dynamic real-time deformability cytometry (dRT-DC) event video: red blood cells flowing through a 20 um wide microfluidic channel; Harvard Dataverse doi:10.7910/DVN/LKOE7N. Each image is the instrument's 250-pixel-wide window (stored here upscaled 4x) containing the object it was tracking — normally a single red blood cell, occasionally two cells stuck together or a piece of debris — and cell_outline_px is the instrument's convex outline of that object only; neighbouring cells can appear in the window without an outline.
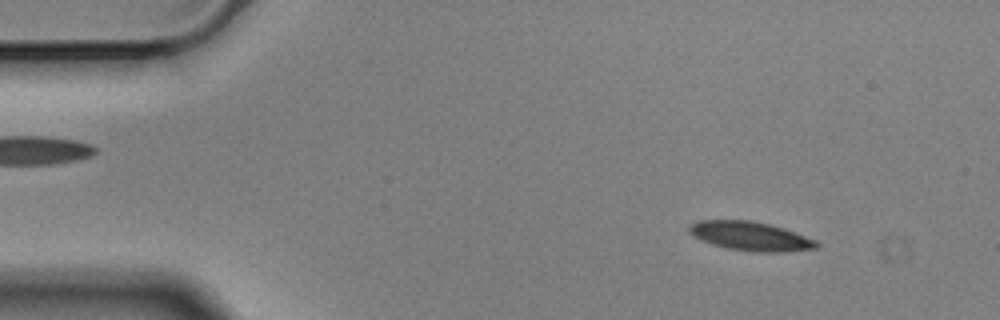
{"species": "Egyptian fruit bat (a non-hibernating species)", "species_latin": "Rousettus aegyptiacus", "temperature_condition": "cold", "stored_images_in_passage": 56, "camera_frame_rate_fps": 3000, "um_per_image_px": 0.085, "animal": {"sex": "male"}, "frame": {"image": 1, "passage_image": 6, "time_ms": 1.667, "image_size_px": [1000, 320], "cell_outline_px": [[820, 244], [816, 248], [784, 252], [756, 252], [728, 248], [712, 244], [688, 232], [688, 228], [692, 224], [700, 220], [748, 220], [768, 224], [784, 228], [816, 240]], "centroid_in_image_um": [63.83, 20.07], "position_along_channel_um": 21.2, "area_um2": 21.21}}
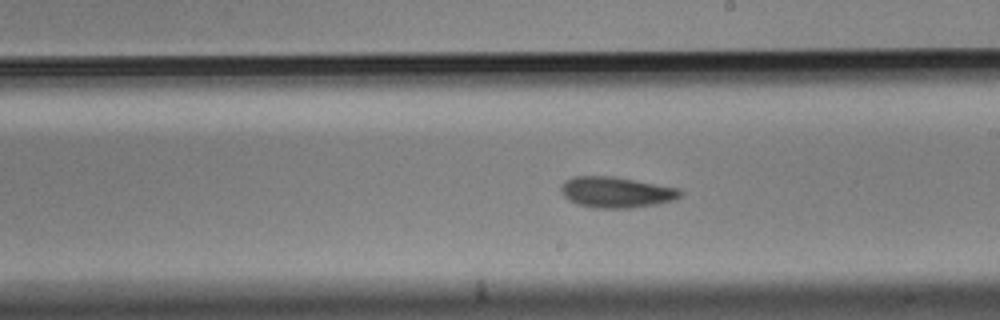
{"frame": {"image": 2, "passage_image": 31, "time_ms": 10.0, "image_size_px": [1000, 320], "cell_outline_px": [[684, 192], [676, 200], [656, 204], [632, 208], [596, 208], [576, 204], [568, 200], [564, 196], [560, 188], [564, 180], [576, 176], [612, 176], [636, 180], [680, 188]], "centroid_in_image_um": [52.4, 16.34], "position_along_channel_um": 236.6, "area_um2": 21.68}}
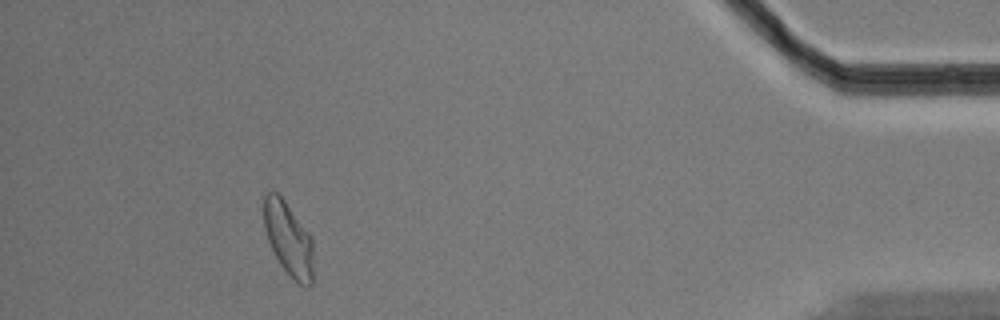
{"frame": {"image": 3, "passage_image": 51, "time_ms": 16.667, "image_size_px": [1000, 320], "cell_outline_px": [[312, 284], [300, 284], [280, 264], [268, 240], [264, 228], [264, 196], [272, 188], [284, 200], [308, 232], [312, 240]], "centroid_in_image_um": [24.49, 20.24], "position_along_channel_um": 410.7, "area_um2": 20.63}, "authors_computed_cell_mechanics": {"area_um2": 21.3282, "velocity_mm_per_s": 3.4978, "shape_relaxation_time_tau1_ms": 4.2833, "shape_relaxation_time_tau2_ms": 4.1877, "deformation_change_tau1": 0.1321, "deformation_change_tau2": 0.105}}